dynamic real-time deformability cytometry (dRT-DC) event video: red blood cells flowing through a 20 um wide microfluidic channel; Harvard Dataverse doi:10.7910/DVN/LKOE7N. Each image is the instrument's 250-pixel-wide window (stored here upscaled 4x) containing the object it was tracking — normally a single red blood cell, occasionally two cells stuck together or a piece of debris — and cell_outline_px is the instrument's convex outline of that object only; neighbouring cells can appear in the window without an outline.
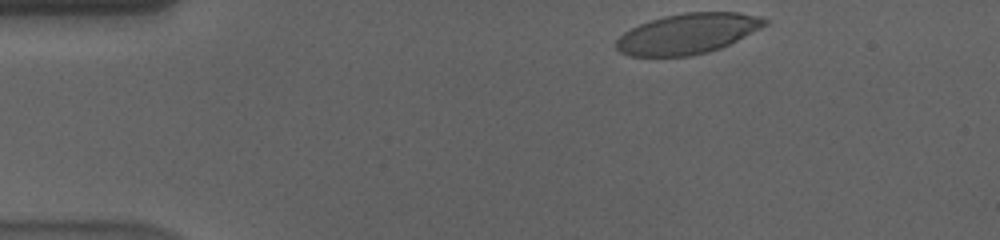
{"species": "human", "species_latin": "Homo sapiens", "temperature_condition": "cold", "stored_images_in_passage": 49, "camera_frame_rate_fps": 3000, "um_per_image_px": 0.085, "donor": {"sex": "male"}, "frame": {"image": 1, "passage_image": 1, "time_ms": 0.0, "image_size_px": [1000, 240], "cell_outline_px": [[768, 24], [720, 48], [708, 52], [688, 56], [628, 56], [620, 52], [616, 48], [616, 40], [624, 32], [640, 24], [664, 16], [684, 12], [740, 12], [756, 16], [768, 20]], "centroid_in_image_um": [58.42, 2.86], "position_along_channel_um": 26.6, "area_um2": 34.62}}
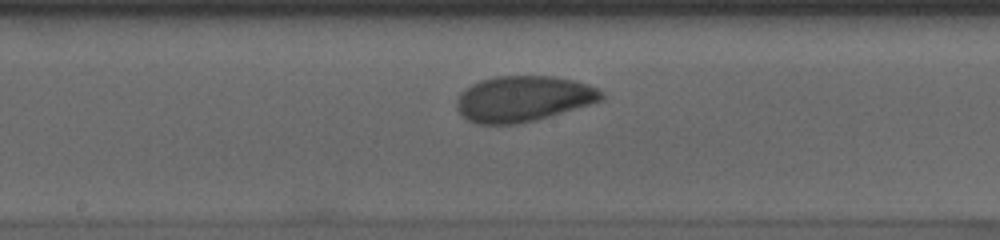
{"frame": {"image": 2, "passage_image": 22, "time_ms": 7.0, "image_size_px": [1000, 240], "cell_outline_px": [[604, 100], [536, 120], [516, 124], [476, 124], [460, 116], [456, 108], [456, 100], [460, 92], [472, 84], [480, 80], [496, 76], [556, 76], [576, 80], [588, 84], [604, 92]], "centroid_in_image_um": [44.46, 8.39], "position_along_channel_um": 203.7, "area_um2": 38.96}}
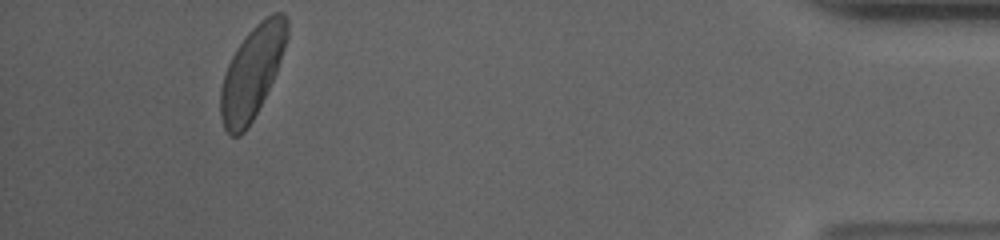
{"frame": {"image": 3, "passage_image": 45, "time_ms": 14.667, "image_size_px": [1000, 240], "cell_outline_px": [[288, 36], [276, 72], [248, 128], [240, 136], [232, 136], [224, 128], [220, 116], [220, 88], [228, 64], [236, 48], [248, 32], [260, 20], [272, 12], [284, 12], [288, 20]], "centroid_in_image_um": [21.41, 6.13], "position_along_channel_um": 413.8, "area_um2": 35.32}, "authors_computed_cell_mechanics": {"area_um2": 37.281, "velocity_mm_per_s": 3.5605, "shape_relaxation_time_tau1_ms": 3.4666, "shape_relaxation_time_tau2_ms": 3.6673, "deformation_change_tau1": 0.1287, "deformation_change_tau2": 0.0765}}